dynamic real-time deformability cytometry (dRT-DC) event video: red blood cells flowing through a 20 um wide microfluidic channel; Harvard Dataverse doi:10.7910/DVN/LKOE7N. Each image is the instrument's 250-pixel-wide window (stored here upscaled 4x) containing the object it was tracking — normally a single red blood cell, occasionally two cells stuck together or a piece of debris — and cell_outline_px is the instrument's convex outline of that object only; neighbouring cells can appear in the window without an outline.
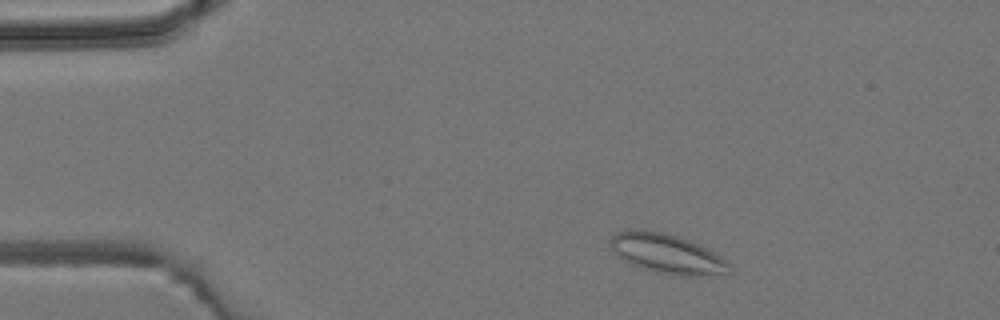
{"species": "common noctule bat (a hibernating species)", "species_latin": "Nyctalus noctula", "temperature_condition": "room temperature", "stored_images_in_passage": 3, "camera_frame_rate_fps": 3000, "um_per_image_px": 0.085, "animal": {"sex": "male", "body_mass_g": 19.2, "forearm_length_mm": 51.8}, "frame": {"image": 1, "passage_image": 1, "time_ms": 0.0, "image_size_px": [1000, 320], "cell_outline_px": [[732, 268], [720, 272], [704, 276], [680, 276], [656, 272], [632, 264], [624, 260], [612, 248], [612, 236], [616, 232], [628, 228], [640, 228], [664, 232], [700, 244], [720, 256]], "centroid_in_image_um": [56.65, 21.53], "position_along_channel_um": 28.3, "area_um2": 26.99}}